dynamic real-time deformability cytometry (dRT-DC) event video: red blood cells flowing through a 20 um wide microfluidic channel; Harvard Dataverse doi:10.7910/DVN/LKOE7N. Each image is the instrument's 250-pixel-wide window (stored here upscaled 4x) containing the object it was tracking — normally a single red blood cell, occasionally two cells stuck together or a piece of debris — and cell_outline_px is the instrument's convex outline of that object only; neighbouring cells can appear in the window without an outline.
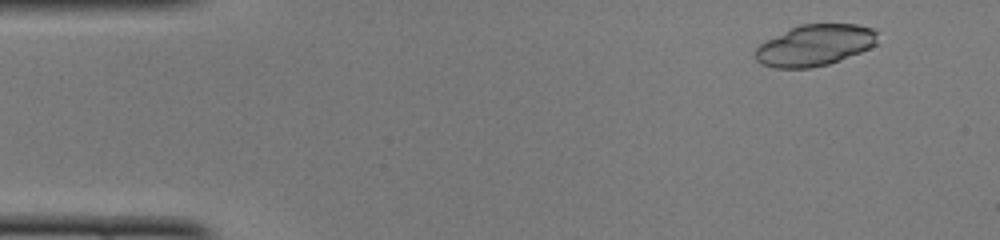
{"species": "common noctule bat (a hibernating species)", "species_latin": "Nyctalus noctula", "temperature_condition": "cold", "stored_images_in_passage": 48, "camera_frame_rate_fps": 3000, "um_per_image_px": 0.085, "animal": {"sex": "female", "body_mass_g": 22.0, "forearm_length_mm": 56.7}, "frame": {"image": 1, "passage_image": 4, "time_ms": 1.0, "image_size_px": [1000, 240], "cell_outline_px": [[876, 44], [860, 52], [828, 64], [812, 68], [776, 68], [760, 64], [756, 60], [756, 48], [760, 44], [800, 24], [856, 24], [872, 28], [876, 32]], "centroid_in_image_um": [69.26, 3.85], "position_along_channel_um": 15.7, "area_um2": 28.96}}